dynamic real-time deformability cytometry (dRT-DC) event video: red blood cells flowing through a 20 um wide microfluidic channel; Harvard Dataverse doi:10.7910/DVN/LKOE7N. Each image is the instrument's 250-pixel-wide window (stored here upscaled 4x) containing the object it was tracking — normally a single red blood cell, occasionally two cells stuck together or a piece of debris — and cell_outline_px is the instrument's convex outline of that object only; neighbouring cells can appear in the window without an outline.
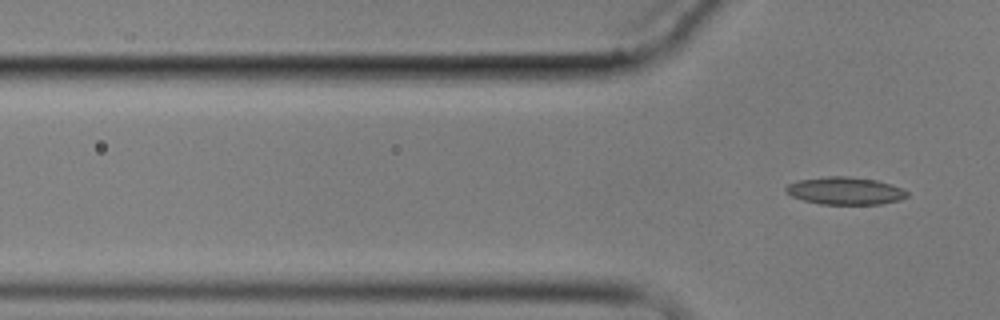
{"species": "common noctule bat (a hibernating species)", "species_latin": "Nyctalus noctula", "temperature_condition": "cold", "stored_images_in_passage": 3, "camera_frame_rate_fps": 3000, "um_per_image_px": 0.085, "animal": {"sex": "male", "body_mass_g": 17.9}, "frame": {"image": 1, "passage_image": 3, "time_ms": 2.333, "image_size_px": [1000, 320], "cell_outline_px": [[908, 196], [900, 200], [880, 204], [820, 204], [804, 200], [792, 196], [784, 192], [784, 188], [788, 184], [796, 180], [828, 176], [848, 176], [876, 180], [900, 188], [908, 192]], "centroid_in_image_um": [71.79, 16.22], "position_along_channel_um": 54.0, "area_um2": 19.42}}